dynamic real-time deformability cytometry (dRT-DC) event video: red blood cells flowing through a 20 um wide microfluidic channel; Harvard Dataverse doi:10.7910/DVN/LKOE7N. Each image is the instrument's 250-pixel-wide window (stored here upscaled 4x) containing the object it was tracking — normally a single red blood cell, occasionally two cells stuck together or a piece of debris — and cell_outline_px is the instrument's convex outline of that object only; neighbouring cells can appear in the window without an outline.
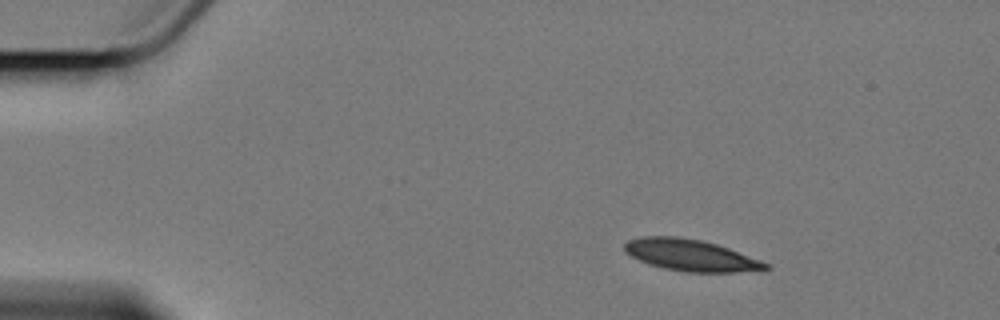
{"species": "Egyptian fruit bat (a non-hibernating species)", "species_latin": "Rousettus aegyptiacus", "temperature_condition": "cold", "stored_images_in_passage": 9, "camera_frame_rate_fps": 3000, "um_per_image_px": 0.085, "animal": {"sex": "female"}, "frame": {"image": 1, "passage_image": 3, "time_ms": 2.333, "image_size_px": [1000, 320], "cell_outline_px": [[772, 268], [764, 272], [684, 272], [664, 268], [648, 264], [624, 252], [624, 244], [628, 240], [640, 236], [676, 236], [700, 240], [716, 244], [728, 248], [772, 264]], "centroid_in_image_um": [58.79, 21.71], "position_along_channel_um": 26.2, "area_um2": 26.36}}
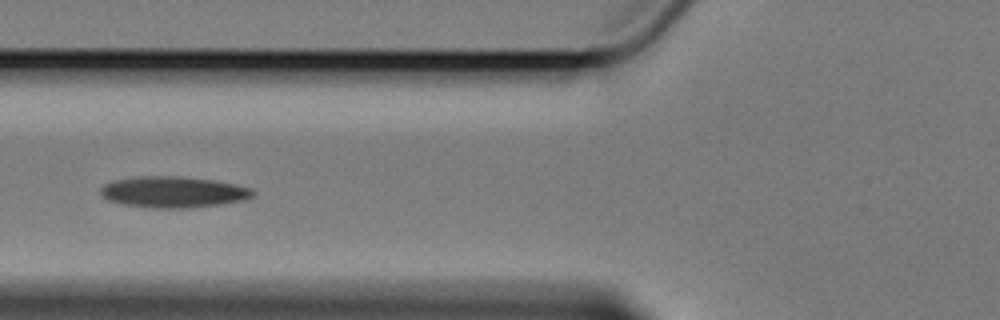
{"frame": {"image": 2, "passage_image": 7, "time_ms": 7.0, "image_size_px": [1000, 320], "cell_outline_px": [[256, 192], [252, 196], [244, 200], [220, 204], [192, 208], [152, 208], [124, 204], [108, 200], [100, 192], [100, 188], [104, 184], [116, 180], [140, 176], [180, 176], [212, 180], [236, 184], [252, 188]], "centroid_in_image_um": [14.76, 16.32], "position_along_channel_um": 111.0, "area_um2": 27.63}}
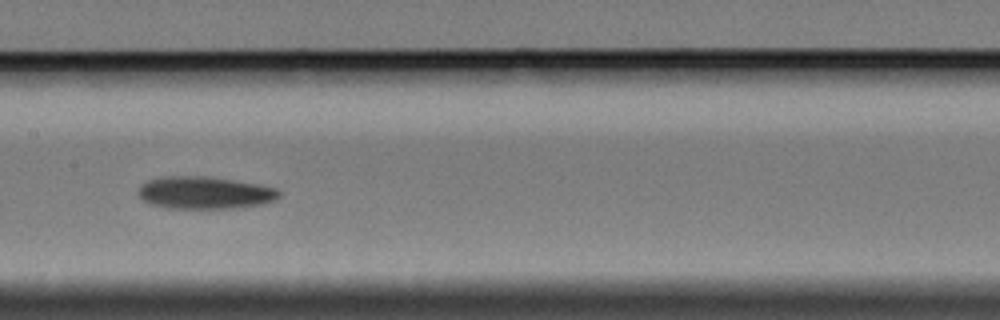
{"frame": {"image": 3, "passage_image": 9, "time_ms": 9.333, "image_size_px": [1000, 320], "cell_outline_px": [[280, 196], [276, 200], [264, 204], [236, 208], [164, 208], [152, 204], [144, 200], [140, 196], [140, 184], [148, 180], [164, 176], [204, 176], [232, 180], [256, 184], [276, 188], [280, 192]], "centroid_in_image_um": [17.42, 16.39], "position_along_channel_um": 190.0, "area_um2": 26.47}}